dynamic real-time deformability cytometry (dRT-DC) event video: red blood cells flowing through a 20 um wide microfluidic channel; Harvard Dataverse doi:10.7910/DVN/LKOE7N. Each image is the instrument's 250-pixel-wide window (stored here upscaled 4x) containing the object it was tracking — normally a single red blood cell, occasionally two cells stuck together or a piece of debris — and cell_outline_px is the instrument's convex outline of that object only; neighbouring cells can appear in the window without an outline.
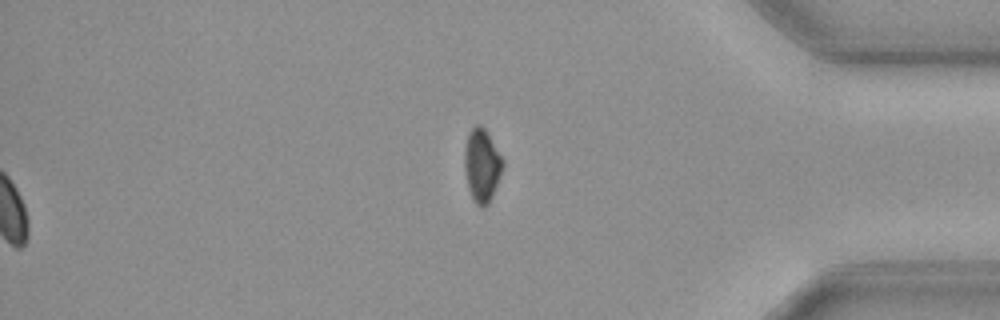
{"species": "common noctule bat (a hibernating species)", "species_latin": "Nyctalus noctula", "temperature_condition": "cold", "stored_images_in_passage": 61, "segment_of_instrument_passage": [2, 2], "camera_frame_rate_fps": 3000, "um_per_image_px": 0.085, "animal": {"sex": "female", "body_mass_g": 19.3, "forearm_length_mm": 54.1}, "frame": {"image": 1, "passage_image": 61, "time_ms": 20.0, "image_size_px": [1000, 320], "cell_outline_px": [[504, 168], [492, 196], [488, 204], [484, 208], [480, 208], [476, 204], [468, 188], [464, 168], [464, 152], [468, 136], [472, 128], [476, 124], [480, 124], [488, 132], [504, 160]], "centroid_in_image_um": [40.98, 14.06], "position_along_channel_um": 394.2, "area_um2": 16.47}}